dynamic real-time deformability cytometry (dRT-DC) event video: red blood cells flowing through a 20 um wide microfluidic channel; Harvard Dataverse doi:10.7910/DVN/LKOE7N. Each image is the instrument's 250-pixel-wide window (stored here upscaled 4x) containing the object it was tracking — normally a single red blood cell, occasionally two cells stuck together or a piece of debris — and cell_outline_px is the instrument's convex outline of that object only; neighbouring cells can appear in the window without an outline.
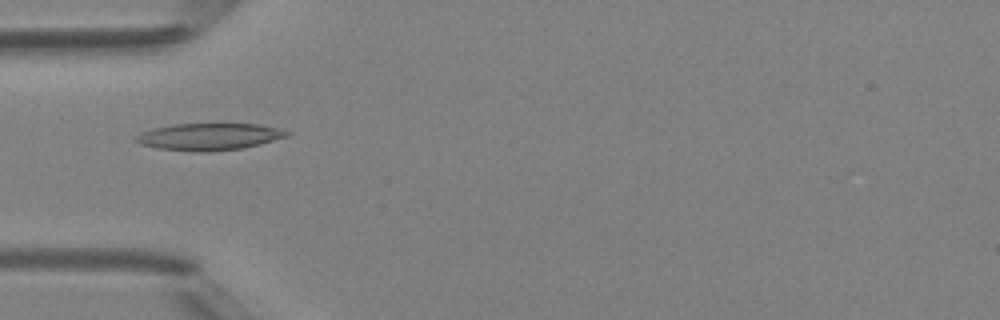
{"species": "Egyptian fruit bat (a non-hibernating species)", "species_latin": "Rousettus aegyptiacus", "temperature_condition": "room temperature", "stored_images_in_passage": 4, "camera_frame_rate_fps": 3000, "um_per_image_px": 0.085, "animal": {"sex": "female"}, "frame": {"image": 1, "passage_image": 4, "time_ms": 3.333, "image_size_px": [1000, 320], "cell_outline_px": [[292, 132], [288, 136], [260, 144], [244, 148], [208, 152], [200, 152], [156, 148], [140, 144], [132, 140], [140, 132], [152, 128], [176, 124], [256, 124], [276, 128]], "centroid_in_image_um": [17.73, 11.62], "position_along_channel_um": 67.3, "area_um2": 23.76}}